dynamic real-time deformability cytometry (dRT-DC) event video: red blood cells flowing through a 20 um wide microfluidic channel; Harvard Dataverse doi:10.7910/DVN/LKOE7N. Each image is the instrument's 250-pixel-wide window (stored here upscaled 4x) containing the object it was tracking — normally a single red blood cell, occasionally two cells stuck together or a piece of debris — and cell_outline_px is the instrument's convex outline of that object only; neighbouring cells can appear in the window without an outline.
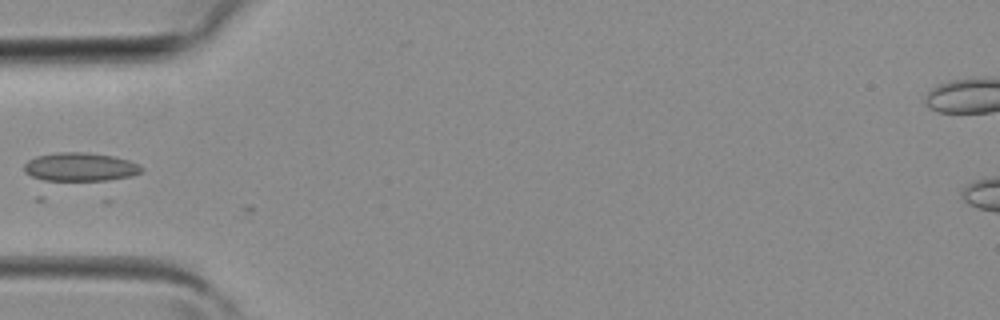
{"species": "common noctule bat (a hibernating species)", "species_latin": "Nyctalus noctula", "temperature_condition": "room temperature", "stored_images_in_passage": 5, "camera_frame_rate_fps": 3000, "um_per_image_px": 0.085, "animal": {"sex": "female", "body_mass_g": 19.3, "forearm_length_mm": 54.1}, "frame": {"image": 1, "passage_image": 4, "time_ms": 1.0, "image_size_px": [1000, 320], "cell_outline_px": [[144, 168], [140, 172], [132, 176], [108, 180], [48, 184], [44, 184], [24, 172], [24, 164], [28, 160], [36, 156], [56, 152], [88, 152], [112, 156], [128, 160]], "centroid_in_image_um": [6.69, 14.25], "position_along_channel_um": 78.3, "area_um2": 20.63}}